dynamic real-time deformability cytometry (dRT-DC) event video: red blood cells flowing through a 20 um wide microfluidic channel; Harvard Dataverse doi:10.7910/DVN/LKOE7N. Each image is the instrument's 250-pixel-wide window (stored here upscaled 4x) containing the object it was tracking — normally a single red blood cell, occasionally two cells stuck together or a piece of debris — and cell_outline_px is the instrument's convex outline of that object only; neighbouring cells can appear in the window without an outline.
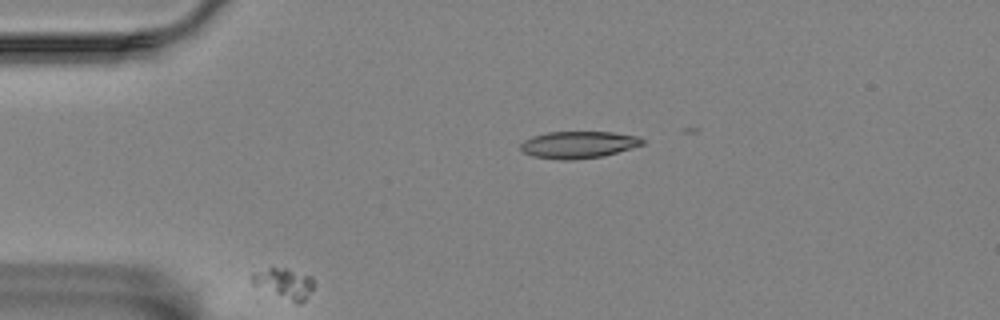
{"species": "Egyptian fruit bat (a non-hibernating species)", "species_latin": "Rousettus aegyptiacus", "temperature_condition": "room temperature", "stored_images_in_passage": 51, "segment_of_instrument_passage": [2, 3], "camera_frame_rate_fps": 3000, "um_per_image_px": 0.085, "animal": {"sex": "female"}, "frame": {"image": 1, "passage_image": 12, "time_ms": 3.667, "image_size_px": [1000, 320], "cell_outline_px": [[316, 284], [304, 300], [300, 304], [296, 304], [252, 284], [252, 272], [272, 264], [312, 276]], "centroid_in_image_um": [24.15, 24.04], "position_along_channel_um": 60.9, "area_um2": 11.44}}
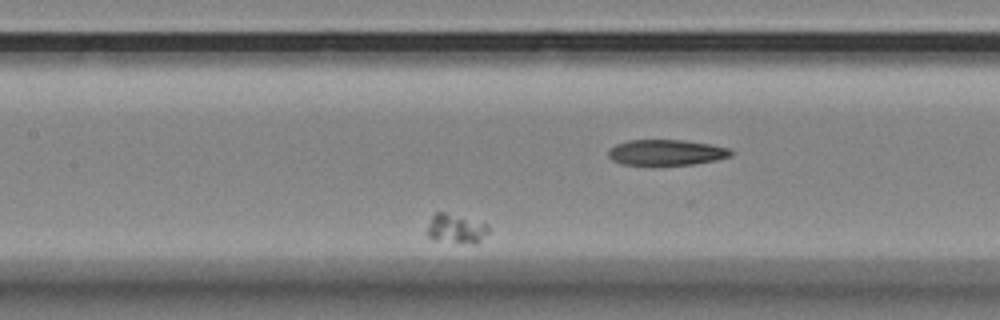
{"frame": {"image": 2, "passage_image": 25, "time_ms": 8.0, "image_size_px": [1000, 320], "cell_outline_px": [[488, 232], [476, 244], [472, 244], [432, 240], [428, 236], [428, 228], [432, 216], [436, 212], [444, 212], [488, 224]], "centroid_in_image_um": [38.76, 19.46], "position_along_channel_um": 168.6, "area_um2": 10.35}}